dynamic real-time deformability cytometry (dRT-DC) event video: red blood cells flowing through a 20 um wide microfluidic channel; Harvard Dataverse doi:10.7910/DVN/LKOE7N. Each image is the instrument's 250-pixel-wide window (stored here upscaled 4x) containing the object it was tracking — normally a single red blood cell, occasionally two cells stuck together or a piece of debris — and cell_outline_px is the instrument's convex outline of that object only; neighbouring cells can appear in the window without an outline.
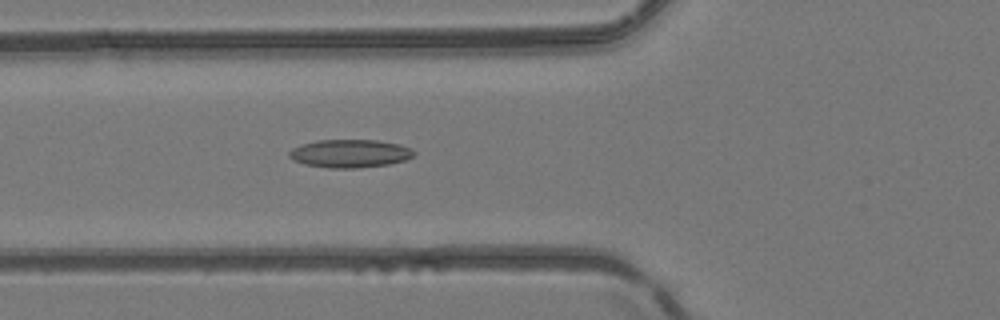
{"species": "common noctule bat (a hibernating species)", "species_latin": "Nyctalus noctula", "temperature_condition": "room temperature", "stored_images_in_passage": 36, "camera_frame_rate_fps": 3000, "um_per_image_px": 0.085, "animal": {"sex": "female", "body_mass_g": 24.6, "forearm_length_mm": 56.2}, "frame": {"image": 1, "passage_image": 7, "time_ms": 2.0, "image_size_px": [1000, 320], "cell_outline_px": [[416, 152], [412, 156], [404, 160], [388, 164], [356, 168], [328, 168], [304, 164], [292, 160], [288, 156], [288, 152], [292, 148], [300, 144], [316, 140], [376, 140], [400, 144], [412, 148]], "centroid_in_image_um": [29.7, 13.04], "position_along_channel_um": 96.1, "area_um2": 20.58}}
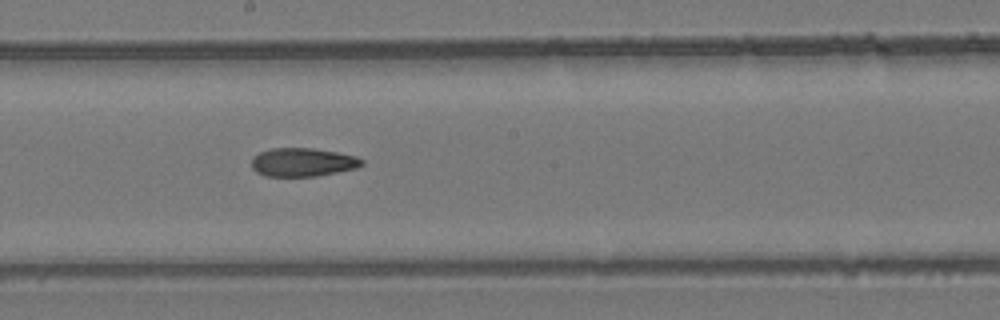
{"frame": {"image": 2, "passage_image": 16, "time_ms": 5.0, "image_size_px": [1000, 320], "cell_outline_px": [[364, 164], [356, 168], [316, 176], [264, 176], [256, 172], [252, 168], [252, 156], [260, 152], [272, 148], [312, 148], [336, 152], [356, 156], [364, 160]], "centroid_in_image_um": [25.71, 13.79], "position_along_channel_um": 222.5, "area_um2": 18.32}}
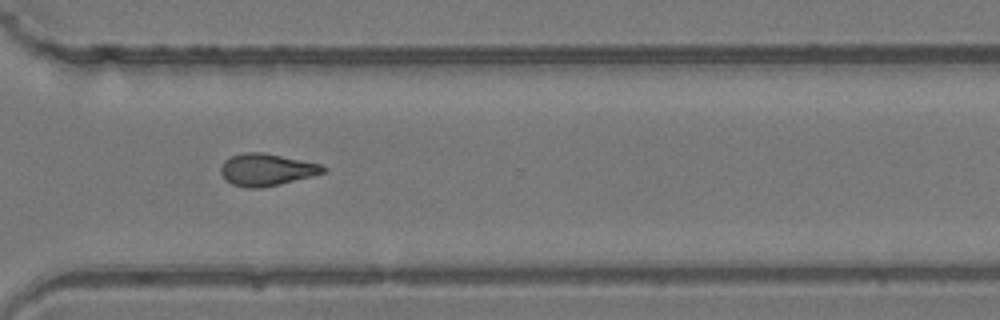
{"frame": {"image": 3, "passage_image": 25, "time_ms": 8.0, "image_size_px": [1000, 320], "cell_outline_px": [[328, 168], [324, 172], [312, 176], [280, 184], [260, 188], [244, 188], [232, 184], [224, 180], [220, 172], [220, 168], [224, 160], [232, 156], [244, 152], [264, 152], [320, 164]], "centroid_in_image_um": [22.62, 14.43], "position_along_channel_um": 348.0, "area_um2": 19.25}, "authors_computed_cell_mechanics": {"area_um2": 19.074, "velocity_mm_per_s": 4.1897, "shape_relaxation_time_tau1_ms": null, "shape_relaxation_time_tau2_ms": 4.0503, "deformation_change_tau1": null, "deformation_change_tau2": 0.1235}}